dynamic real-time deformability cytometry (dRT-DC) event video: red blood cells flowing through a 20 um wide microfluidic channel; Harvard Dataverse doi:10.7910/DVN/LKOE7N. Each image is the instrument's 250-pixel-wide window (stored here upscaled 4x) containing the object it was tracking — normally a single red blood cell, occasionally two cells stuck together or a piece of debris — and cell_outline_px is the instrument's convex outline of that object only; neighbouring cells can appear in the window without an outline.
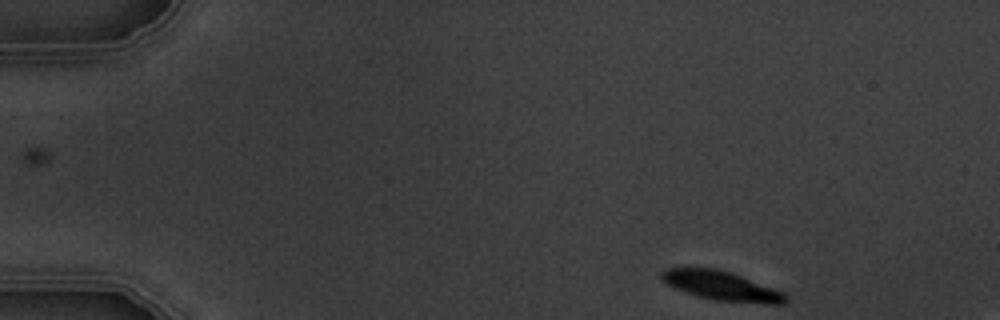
{"species": "common noctule bat (a hibernating species)", "species_latin": "Nyctalus noctula", "temperature_condition": "warm", "stored_images_in_passage": 4, "camera_frame_rate_fps": 3000, "um_per_image_px": 0.085, "animal": {"sex": "male", "body_mass_g": 19.5, "forearm_length_mm": 54.6}, "frame": {"image": 1, "passage_image": 1, "time_ms": 0.0, "image_size_px": [1000, 320], "cell_outline_px": [[788, 300], [784, 304], [764, 304], [716, 300], [696, 296], [684, 292], [668, 284], [660, 276], [660, 272], [664, 268], [716, 268], [732, 272], [784, 292], [788, 296]], "centroid_in_image_um": [61.36, 24.3], "position_along_channel_um": 23.6, "area_um2": 21.27}}
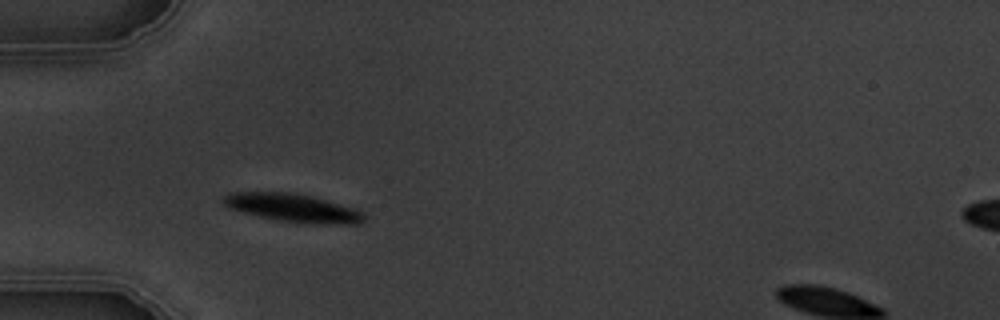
{"frame": {"image": 2, "passage_image": 4, "time_ms": 3.333, "image_size_px": [1000, 320], "cell_outline_px": [[368, 216], [364, 220], [356, 224], [320, 224], [280, 220], [260, 216], [228, 208], [224, 204], [224, 196], [228, 192], [296, 192], [312, 196], [356, 208]], "centroid_in_image_um": [24.95, 17.65], "position_along_channel_um": 60.1, "area_um2": 23.06}}